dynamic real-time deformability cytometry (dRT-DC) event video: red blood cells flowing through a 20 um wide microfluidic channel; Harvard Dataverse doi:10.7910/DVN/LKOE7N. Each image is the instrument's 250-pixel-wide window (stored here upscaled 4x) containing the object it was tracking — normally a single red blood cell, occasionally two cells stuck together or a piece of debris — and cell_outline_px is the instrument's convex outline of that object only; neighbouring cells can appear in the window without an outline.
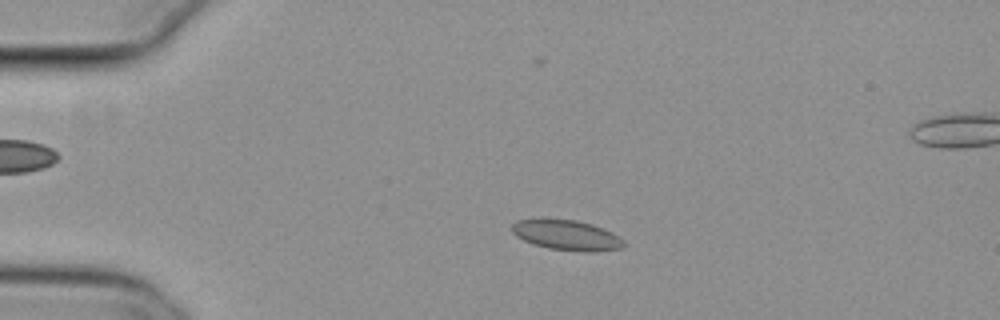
{"species": "common noctule bat (a hibernating species)", "species_latin": "Nyctalus noctula", "temperature_condition": "cold", "stored_images_in_passage": 55, "camera_frame_rate_fps": 3000, "um_per_image_px": 0.085, "animal": {"sex": "female", "body_mass_g": 29.2, "forearm_length_mm": 56.3}, "frame": {"image": 1, "passage_image": 12, "time_ms": 3.667, "image_size_px": [1000, 320], "cell_outline_px": [[624, 244], [620, 248], [596, 252], [580, 252], [548, 248], [532, 244], [516, 236], [512, 232], [512, 224], [516, 220], [540, 216], [548, 216], [576, 220], [592, 224], [604, 228], [620, 236], [624, 240]], "centroid_in_image_um": [48.12, 19.94], "position_along_channel_um": 36.9, "area_um2": 20.58}}
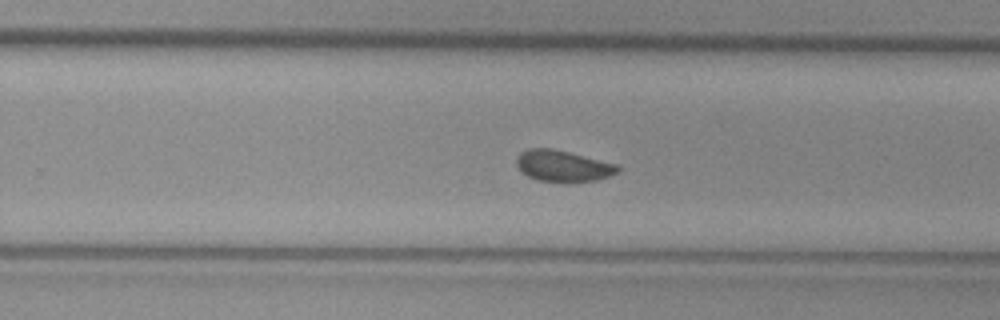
{"frame": {"image": 2, "passage_image": 35, "time_ms": 11.333, "image_size_px": [1000, 320], "cell_outline_px": [[620, 172], [596, 180], [536, 180], [528, 176], [516, 164], [516, 156], [520, 152], [528, 148], [552, 148], [620, 164]], "centroid_in_image_um": [47.87, 14.06], "position_along_channel_um": 281.9, "area_um2": 18.15}}
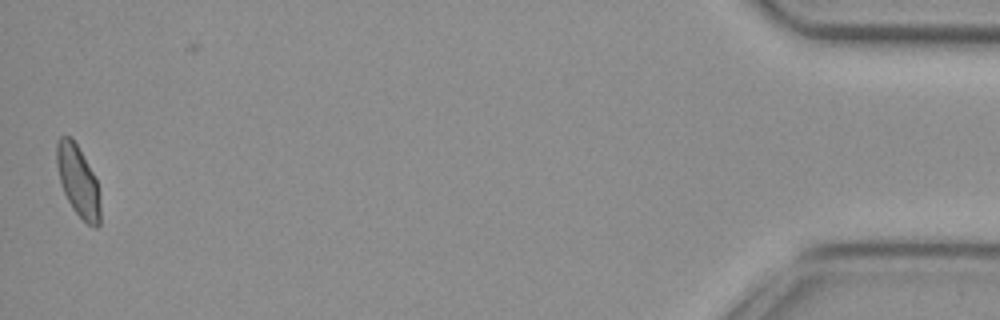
{"frame": {"image": 3, "passage_image": 54, "time_ms": 17.667, "image_size_px": [1000, 320], "cell_outline_px": [[100, 224], [96, 228], [88, 224], [72, 208], [60, 184], [56, 164], [56, 140], [60, 136], [72, 136], [92, 172], [96, 180], [100, 192]], "centroid_in_image_um": [6.62, 15.37], "position_along_channel_um": 428.6, "area_um2": 18.09}}